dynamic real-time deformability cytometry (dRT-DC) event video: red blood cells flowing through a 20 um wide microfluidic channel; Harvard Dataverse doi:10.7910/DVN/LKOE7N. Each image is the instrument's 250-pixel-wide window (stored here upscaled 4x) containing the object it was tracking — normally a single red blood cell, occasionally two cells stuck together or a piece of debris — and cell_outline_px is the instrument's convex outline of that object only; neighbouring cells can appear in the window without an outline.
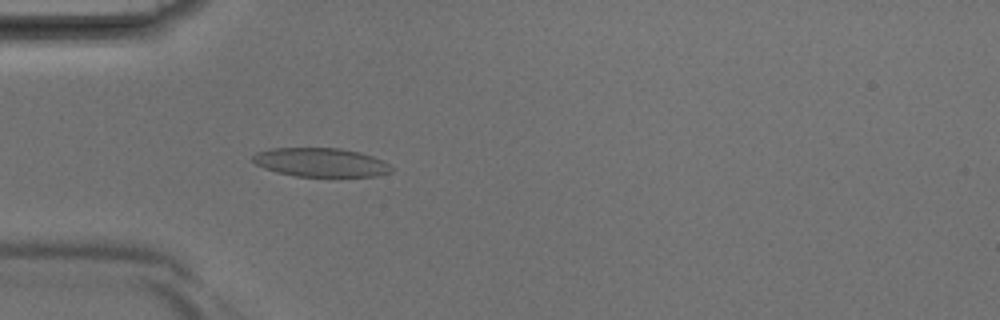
{"species": "Egyptian fruit bat (a non-hibernating species)", "species_latin": "Rousettus aegyptiacus", "temperature_condition": "room temperature", "stored_images_in_passage": 40, "camera_frame_rate_fps": 3000, "um_per_image_px": 0.085, "animal": {"sex": "male"}, "frame": {"image": 1, "passage_image": 12, "time_ms": 3.667, "image_size_px": [1000, 320], "cell_outline_px": [[392, 172], [376, 176], [296, 176], [276, 172], [264, 168], [256, 164], [252, 160], [252, 156], [256, 152], [268, 148], [340, 148], [360, 152], [372, 156], [388, 164], [392, 168]], "centroid_in_image_um": [27.23, 13.79], "position_along_channel_um": 57.8, "area_um2": 23.24}}
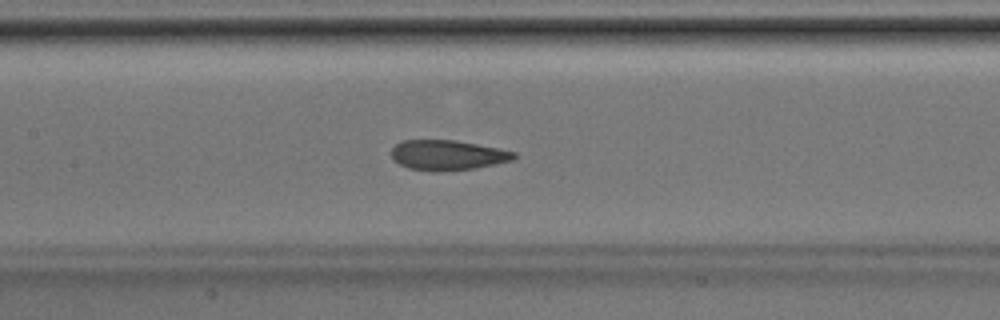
{"frame": {"image": 2, "passage_image": 19, "time_ms": 6.0, "image_size_px": [1000, 320], "cell_outline_px": [[516, 156], [512, 160], [496, 164], [476, 168], [440, 172], [436, 172], [408, 168], [392, 160], [392, 148], [400, 140], [456, 140], [516, 152]], "centroid_in_image_um": [38.01, 13.19], "position_along_channel_um": 169.4, "area_um2": 21.56}}
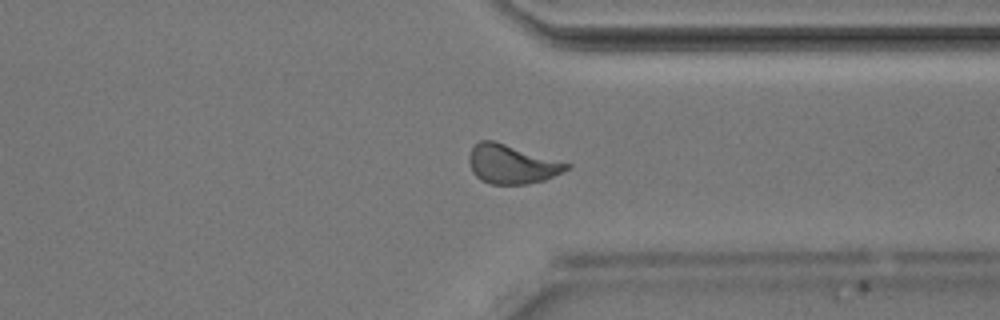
{"frame": {"image": 3, "passage_image": 31, "time_ms": 10.0, "image_size_px": [1000, 320], "cell_outline_px": [[572, 168], [564, 172], [544, 180], [524, 184], [492, 184], [480, 180], [472, 172], [468, 160], [468, 156], [472, 148], [480, 140], [492, 140], [572, 164]], "centroid_in_image_um": [43.51, 13.96], "position_along_channel_um": 367.9, "area_um2": 22.14}}